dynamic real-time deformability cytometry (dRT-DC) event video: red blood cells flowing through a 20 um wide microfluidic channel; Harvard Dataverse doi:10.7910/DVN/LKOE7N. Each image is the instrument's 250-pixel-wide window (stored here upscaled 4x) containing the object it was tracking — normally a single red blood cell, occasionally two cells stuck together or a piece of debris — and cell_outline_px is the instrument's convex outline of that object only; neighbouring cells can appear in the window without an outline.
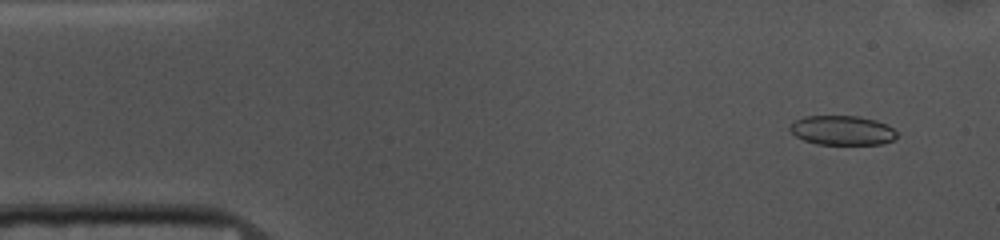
{"species": "common noctule bat (a hibernating species)", "species_latin": "Nyctalus noctula", "temperature_condition": "cold", "stored_images_in_passage": 53, "camera_frame_rate_fps": 3000, "um_per_image_px": 0.085, "animal": {"sex": "female", "body_mass_g": 10.0, "forearm_length_mm": 53.1}, "frame": {"image": 1, "passage_image": 4, "time_ms": 1.0, "image_size_px": [1000, 240], "cell_outline_px": [[896, 136], [892, 140], [880, 144], [816, 144], [804, 140], [796, 136], [788, 128], [796, 120], [804, 116], [856, 116], [876, 120], [892, 128], [896, 132]], "centroid_in_image_um": [71.56, 11.08], "position_along_channel_um": 13.4, "area_um2": 18.09}}
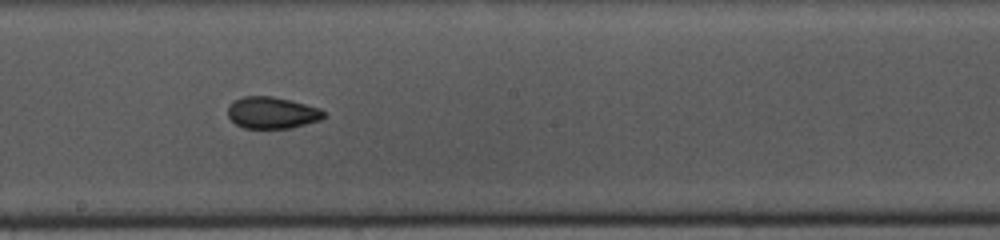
{"frame": {"image": 2, "passage_image": 28, "time_ms": 9.0, "image_size_px": [1000, 240], "cell_outline_px": [[324, 116], [320, 120], [292, 128], [244, 128], [236, 124], [228, 116], [228, 104], [232, 100], [244, 96], [272, 96], [320, 108], [324, 112]], "centroid_in_image_um": [23.08, 9.58], "position_along_channel_um": 225.1, "area_um2": 17.69}}
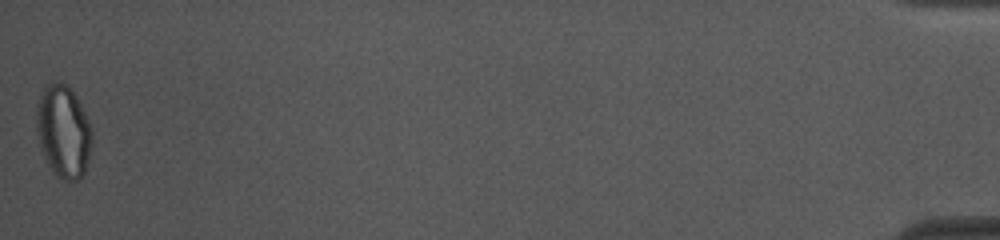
{"frame": {"image": 3, "passage_image": 53, "time_ms": 17.333, "image_size_px": [1000, 240], "cell_outline_px": [[92, 140], [88, 160], [84, 172], [80, 180], [60, 180], [52, 172], [40, 148], [36, 128], [36, 112], [40, 96], [44, 88], [48, 84], [68, 84], [76, 96], [92, 128]], "centroid_in_image_um": [5.39, 11.22], "position_along_channel_um": 429.8, "area_um2": 29.82}, "authors_computed_cell_mechanics": {"area_um2": 18.8428, "velocity_mm_per_s": 3.706, "shape_relaxation_time_tau1_ms": 9.8887, "shape_relaxation_time_tau2_ms": 1.9282, "deformation_change_tau1": 0.1564, "deformation_change_tau2": 0.0539}}